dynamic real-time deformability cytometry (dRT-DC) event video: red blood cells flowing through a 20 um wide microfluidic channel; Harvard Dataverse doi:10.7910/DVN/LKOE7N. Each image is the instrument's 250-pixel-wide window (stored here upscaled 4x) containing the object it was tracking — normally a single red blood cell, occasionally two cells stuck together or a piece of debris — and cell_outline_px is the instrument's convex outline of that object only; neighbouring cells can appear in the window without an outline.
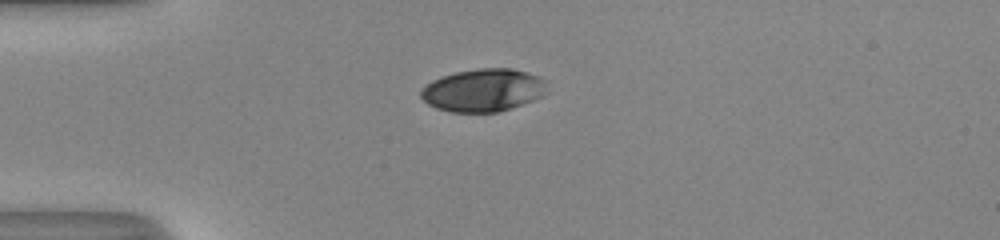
{"species": "human", "species_latin": "Homo sapiens", "temperature_condition": "room temperature", "stored_images_in_passage": 39, "camera_frame_rate_fps": 3000, "um_per_image_px": 0.085, "donor": {"sex": "male"}, "frame": {"image": 1, "passage_image": 1, "time_ms": 0.0, "image_size_px": [1000, 240], "cell_outline_px": [[548, 92], [544, 96], [512, 108], [500, 112], [452, 112], [436, 108], [428, 104], [420, 96], [420, 92], [432, 80], [456, 72], [480, 68], [512, 68], [536, 76], [544, 80]], "centroid_in_image_um": [41.1, 7.68], "position_along_channel_um": 43.9, "area_um2": 31.33}}
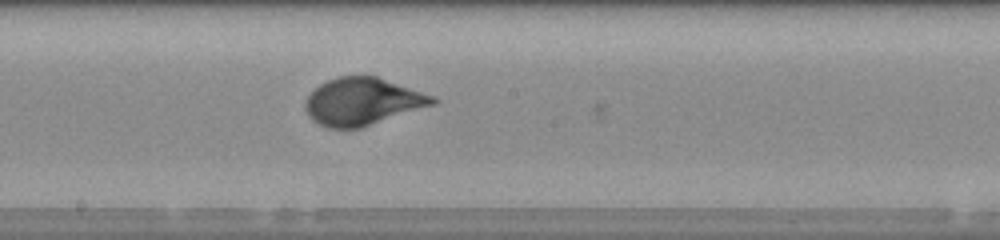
{"frame": {"image": 2, "passage_image": 16, "time_ms": 5.0, "image_size_px": [1000, 240], "cell_outline_px": [[440, 100], [436, 104], [360, 128], [328, 128], [312, 120], [308, 116], [304, 108], [304, 104], [308, 96], [320, 84], [328, 80], [340, 76], [376, 76], [436, 96]], "centroid_in_image_um": [30.84, 8.63], "position_along_channel_um": 217.4, "area_um2": 35.14}}
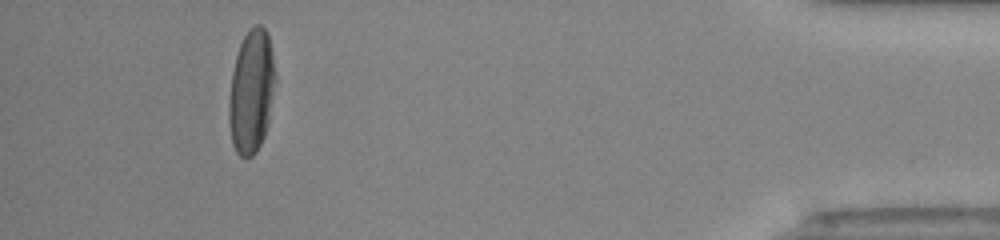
{"frame": {"image": 3, "passage_image": 35, "time_ms": 11.333, "image_size_px": [1000, 240], "cell_outline_px": [[276, 80], [268, 124], [264, 136], [256, 152], [252, 156], [240, 156], [236, 152], [232, 144], [228, 120], [228, 104], [232, 72], [236, 56], [240, 44], [244, 36], [256, 24], [260, 24], [264, 28], [268, 36], [272, 52], [276, 76]], "centroid_in_image_um": [21.37, 7.8], "position_along_channel_um": 413.8, "area_um2": 33.41}, "authors_computed_cell_mechanics": {"area_um2": 33.8708, "velocity_mm_per_s": 4.0594, "shape_relaxation_time_tau1_ms": 3.0658, "shape_relaxation_time_tau2_ms": null, "deformation_change_tau1": 0.1837, "deformation_change_tau2": null}}